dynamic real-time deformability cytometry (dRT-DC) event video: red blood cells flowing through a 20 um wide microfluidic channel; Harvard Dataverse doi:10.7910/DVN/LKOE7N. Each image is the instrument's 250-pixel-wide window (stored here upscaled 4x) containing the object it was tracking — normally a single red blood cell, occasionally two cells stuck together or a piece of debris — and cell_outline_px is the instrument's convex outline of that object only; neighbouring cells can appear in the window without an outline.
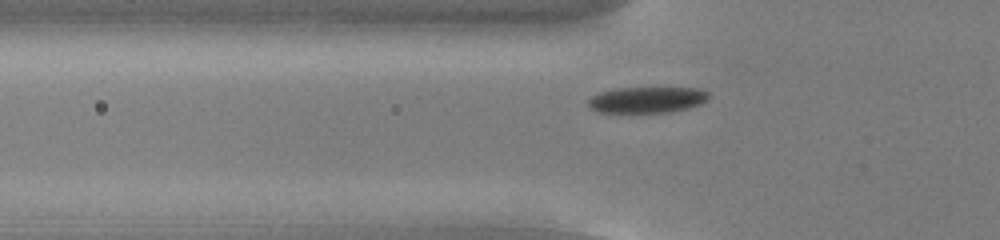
{"species": "common noctule bat (a hibernating species)", "species_latin": "Nyctalus noctula", "temperature_condition": "cold", "stored_images_in_passage": 46, "camera_frame_rate_fps": 3000, "um_per_image_px": 0.085, "animal": {"sex": "male", "body_mass_g": 13.0, "forearm_length_mm": 53.1}, "frame": {"image": 1, "passage_image": 10, "time_ms": 3.0, "image_size_px": [1000, 240], "cell_outline_px": [[708, 100], [700, 104], [688, 108], [668, 112], [600, 112], [592, 108], [588, 104], [588, 100], [592, 96], [600, 92], [616, 88], [700, 88], [708, 92]], "centroid_in_image_um": [55.02, 8.47], "position_along_channel_um": 70.8, "area_um2": 18.15}}
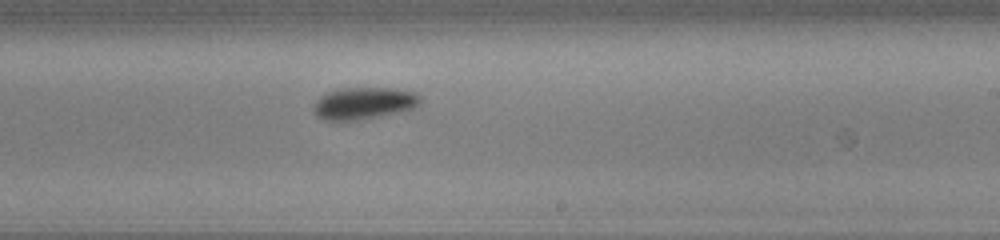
{"frame": {"image": 2, "passage_image": 25, "time_ms": 8.0, "image_size_px": [1000, 240], "cell_outline_px": [[420, 104], [412, 108], [400, 112], [380, 116], [356, 120], [324, 120], [316, 116], [312, 112], [312, 108], [316, 100], [320, 96], [328, 92], [340, 88], [396, 88], [412, 92], [420, 96]], "centroid_in_image_um": [30.88, 8.77], "position_along_channel_um": 258.1, "area_um2": 19.94}}
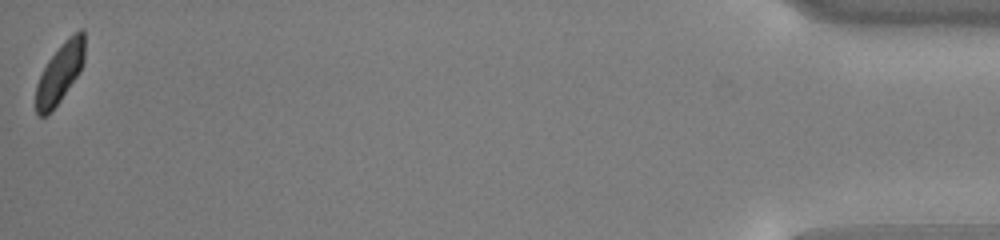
{"frame": {"image": 3, "passage_image": 46, "time_ms": 15.0, "image_size_px": [1000, 240], "cell_outline_px": [[84, 60], [80, 72], [52, 112], [44, 116], [36, 116], [36, 84], [48, 60], [64, 40], [68, 36], [80, 28], [84, 28]], "centroid_in_image_um": [5.1, 6.2], "position_along_channel_um": 430.1, "area_um2": 17.11}, "authors_computed_cell_mechanics": {"area_um2": 19.0451, "velocity_mm_per_s": 3.7692, "shape_relaxation_time_tau1_ms": 2.1373, "shape_relaxation_time_tau2_ms": null, "deformation_change_tau1": 0.0692, "deformation_change_tau2": null}}